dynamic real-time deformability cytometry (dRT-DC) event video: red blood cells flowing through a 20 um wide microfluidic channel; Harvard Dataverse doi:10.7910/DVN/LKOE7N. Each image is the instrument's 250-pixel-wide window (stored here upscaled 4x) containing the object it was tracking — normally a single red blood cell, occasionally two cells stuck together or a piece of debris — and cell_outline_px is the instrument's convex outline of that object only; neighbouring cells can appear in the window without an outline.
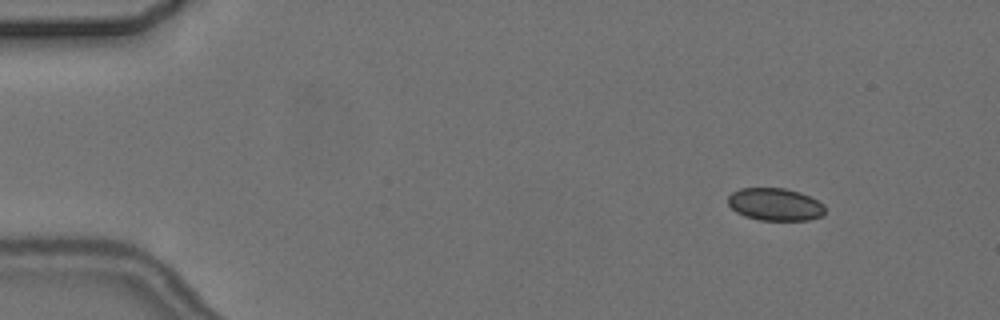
{"species": "common noctule bat (a hibernating species)", "species_latin": "Nyctalus noctula", "temperature_condition": "cold", "stored_images_in_passage": 3, "camera_frame_rate_fps": 3000, "um_per_image_px": 0.085, "animal": {"sex": "female", "body_mass_g": 24.6, "forearm_length_mm": 56.2}, "frame": {"image": 1, "passage_image": 1, "time_ms": 0.0, "image_size_px": [1000, 320], "cell_outline_px": [[824, 212], [820, 216], [808, 220], [760, 220], [744, 216], [736, 212], [728, 204], [728, 196], [732, 192], [740, 188], [784, 188], [800, 192], [824, 204]], "centroid_in_image_um": [65.85, 17.37], "position_along_channel_um": 19.1, "area_um2": 18.32}}